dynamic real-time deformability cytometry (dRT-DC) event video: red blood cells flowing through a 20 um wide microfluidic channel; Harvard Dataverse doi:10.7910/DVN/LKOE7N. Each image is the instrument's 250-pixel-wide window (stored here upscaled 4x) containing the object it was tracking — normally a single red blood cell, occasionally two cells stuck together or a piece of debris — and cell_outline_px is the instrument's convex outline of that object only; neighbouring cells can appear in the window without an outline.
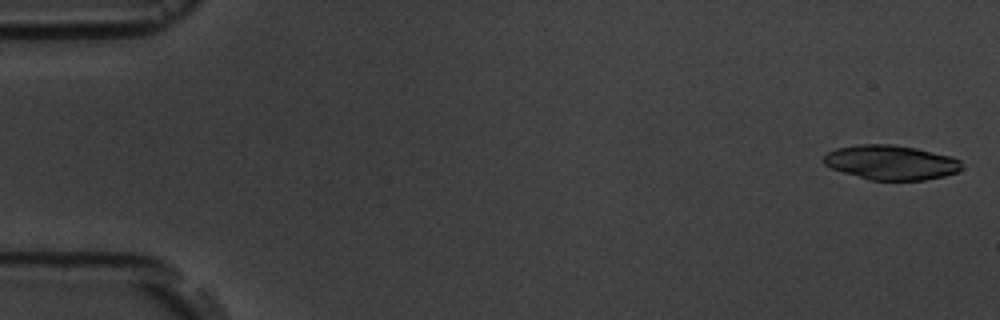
{"species": "common noctule bat (a hibernating species)", "species_latin": "Nyctalus noctula", "temperature_condition": "room temperature", "stored_images_in_passage": 5, "camera_frame_rate_fps": 3000, "um_per_image_px": 0.085, "animal": {"sex": "male", "body_mass_g": 19.5, "forearm_length_mm": 54.6}, "frame": {"image": 1, "passage_image": 1, "time_ms": 0.0, "image_size_px": [1000, 320], "cell_outline_px": [[964, 168], [956, 172], [944, 176], [924, 180], [868, 180], [832, 168], [824, 164], [824, 156], [828, 152], [836, 148], [856, 144], [892, 144], [916, 148], [952, 156], [960, 160]], "centroid_in_image_um": [75.76, 13.8], "position_along_channel_um": 9.2, "area_um2": 27.92}}